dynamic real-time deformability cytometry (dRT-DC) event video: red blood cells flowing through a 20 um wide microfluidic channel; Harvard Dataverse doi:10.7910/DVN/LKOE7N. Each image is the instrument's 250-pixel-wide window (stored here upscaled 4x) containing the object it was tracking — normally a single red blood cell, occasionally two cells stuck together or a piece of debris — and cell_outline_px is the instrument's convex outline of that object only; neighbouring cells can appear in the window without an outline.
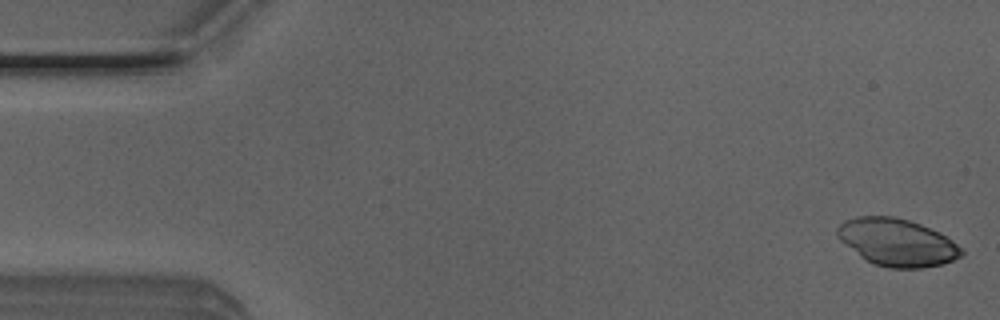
{"species": "Egyptian fruit bat (a non-hibernating species)", "species_latin": "Rousettus aegyptiacus", "temperature_condition": "room temperature", "stored_images_in_passage": 50, "camera_frame_rate_fps": 3000, "um_per_image_px": 0.085, "animal": {"sex": "male"}, "frame": {"image": 1, "passage_image": 1, "time_ms": 0.0, "image_size_px": [1000, 320], "cell_outline_px": [[964, 252], [960, 256], [952, 260], [940, 264], [920, 268], [888, 268], [864, 260], [844, 244], [836, 236], [836, 228], [844, 220], [856, 216], [892, 216], [908, 220], [920, 224], [952, 240], [964, 248]], "centroid_in_image_um": [76.2, 20.6], "position_along_channel_um": 8.8, "area_um2": 34.16}}